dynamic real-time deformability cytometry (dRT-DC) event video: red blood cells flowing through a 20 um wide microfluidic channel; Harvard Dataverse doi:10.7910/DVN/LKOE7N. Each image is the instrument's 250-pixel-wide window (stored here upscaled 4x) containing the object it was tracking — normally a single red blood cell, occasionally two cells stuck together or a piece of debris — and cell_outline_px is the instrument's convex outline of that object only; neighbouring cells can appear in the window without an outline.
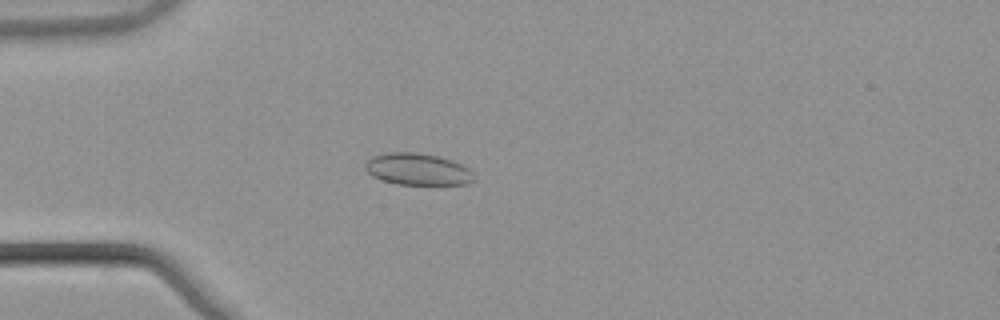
{"species": "common noctule bat (a hibernating species)", "species_latin": "Nyctalus noctula", "temperature_condition": "warm", "stored_images_in_passage": 53, "camera_frame_rate_fps": 3000, "um_per_image_px": 0.085, "animal": {"sex": "male", "body_mass_g": 21.5, "forearm_length_mm": 52.0}, "frame": {"image": 1, "passage_image": 15, "time_ms": 4.667, "image_size_px": [1000, 320], "cell_outline_px": [[472, 180], [464, 184], [396, 184], [372, 176], [364, 168], [364, 164], [372, 156], [384, 152], [416, 152], [440, 156], [452, 160], [468, 168], [472, 172]], "centroid_in_image_um": [35.44, 14.36], "position_along_channel_um": 49.6, "area_um2": 20.06}}
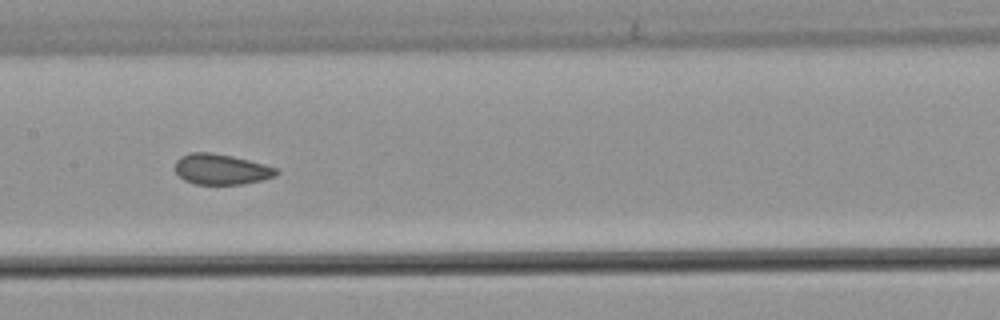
{"frame": {"image": 2, "passage_image": 27, "time_ms": 8.667, "image_size_px": [1000, 320], "cell_outline_px": [[280, 172], [276, 176], [244, 184], [196, 184], [184, 180], [172, 168], [176, 160], [180, 156], [188, 152], [212, 152], [232, 156], [264, 164], [276, 168]], "centroid_in_image_um": [18.76, 14.38], "position_along_channel_um": 188.6, "area_um2": 18.21}}
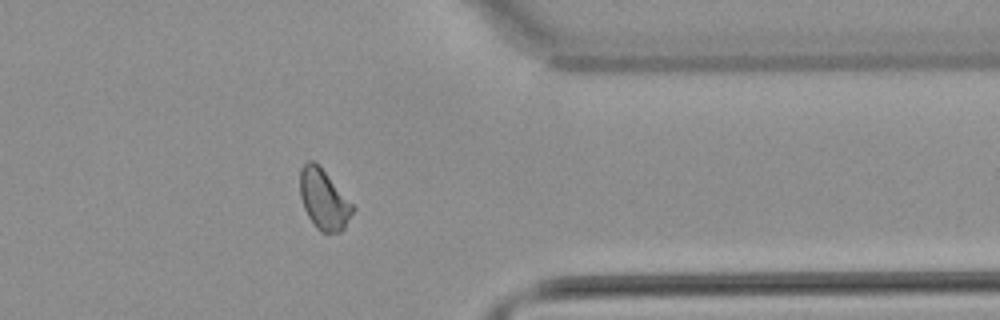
{"frame": {"image": 3, "passage_image": 43, "time_ms": 14.0, "image_size_px": [1000, 320], "cell_outline_px": [[356, 208], [344, 228], [340, 232], [320, 232], [316, 228], [308, 216], [304, 208], [300, 196], [300, 168], [308, 160], [312, 160], [324, 172]], "centroid_in_image_um": [27.51, 16.99], "position_along_channel_um": 383.9, "area_um2": 18.09}, "authors_computed_cell_mechanics": {"area_um2": 18.6694, "velocity_mm_per_s": 3.8575, "shape_relaxation_time_tau1_ms": null, "shape_relaxation_time_tau2_ms": 1.7501, "deformation_change_tau1": null, "deformation_change_tau2": 0.0539}}